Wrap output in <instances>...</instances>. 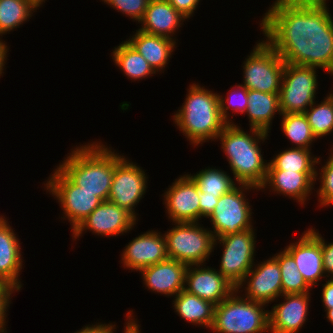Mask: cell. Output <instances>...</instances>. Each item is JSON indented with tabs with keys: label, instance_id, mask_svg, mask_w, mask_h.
I'll list each match as a JSON object with an SVG mask.
<instances>
[{
	"label": "cell",
	"instance_id": "cell-1",
	"mask_svg": "<svg viewBox=\"0 0 333 333\" xmlns=\"http://www.w3.org/2000/svg\"><path fill=\"white\" fill-rule=\"evenodd\" d=\"M328 0H276L263 14L265 41L285 63L333 76V17Z\"/></svg>",
	"mask_w": 333,
	"mask_h": 333
},
{
	"label": "cell",
	"instance_id": "cell-2",
	"mask_svg": "<svg viewBox=\"0 0 333 333\" xmlns=\"http://www.w3.org/2000/svg\"><path fill=\"white\" fill-rule=\"evenodd\" d=\"M235 124H226L216 140H220L221 148L227 156L236 182L260 189L266 180L268 170V162L263 158L261 142H265L269 134L250 127L248 134L242 127Z\"/></svg>",
	"mask_w": 333,
	"mask_h": 333
},
{
	"label": "cell",
	"instance_id": "cell-3",
	"mask_svg": "<svg viewBox=\"0 0 333 333\" xmlns=\"http://www.w3.org/2000/svg\"><path fill=\"white\" fill-rule=\"evenodd\" d=\"M73 184L108 201L114 175V150L100 141L72 148L56 166Z\"/></svg>",
	"mask_w": 333,
	"mask_h": 333
},
{
	"label": "cell",
	"instance_id": "cell-4",
	"mask_svg": "<svg viewBox=\"0 0 333 333\" xmlns=\"http://www.w3.org/2000/svg\"><path fill=\"white\" fill-rule=\"evenodd\" d=\"M184 103L173 116V122L193 147L216 141L227 124L220 115L217 92L209 91L198 83L187 88Z\"/></svg>",
	"mask_w": 333,
	"mask_h": 333
},
{
	"label": "cell",
	"instance_id": "cell-5",
	"mask_svg": "<svg viewBox=\"0 0 333 333\" xmlns=\"http://www.w3.org/2000/svg\"><path fill=\"white\" fill-rule=\"evenodd\" d=\"M238 294V295H237ZM236 289L215 305L210 330L216 333H265L269 331V310L265 305L241 297Z\"/></svg>",
	"mask_w": 333,
	"mask_h": 333
},
{
	"label": "cell",
	"instance_id": "cell-6",
	"mask_svg": "<svg viewBox=\"0 0 333 333\" xmlns=\"http://www.w3.org/2000/svg\"><path fill=\"white\" fill-rule=\"evenodd\" d=\"M164 233L169 259L186 265L206 264L214 252L211 228H205L200 222H175Z\"/></svg>",
	"mask_w": 333,
	"mask_h": 333
},
{
	"label": "cell",
	"instance_id": "cell-7",
	"mask_svg": "<svg viewBox=\"0 0 333 333\" xmlns=\"http://www.w3.org/2000/svg\"><path fill=\"white\" fill-rule=\"evenodd\" d=\"M255 44L242 66V85L248 90L279 93L285 62L265 39Z\"/></svg>",
	"mask_w": 333,
	"mask_h": 333
},
{
	"label": "cell",
	"instance_id": "cell-8",
	"mask_svg": "<svg viewBox=\"0 0 333 333\" xmlns=\"http://www.w3.org/2000/svg\"><path fill=\"white\" fill-rule=\"evenodd\" d=\"M259 188L248 185L238 184L230 192L219 197L218 203L212 214L208 217L212 225L214 238L239 233L253 228L252 205L246 198L247 191Z\"/></svg>",
	"mask_w": 333,
	"mask_h": 333
},
{
	"label": "cell",
	"instance_id": "cell-9",
	"mask_svg": "<svg viewBox=\"0 0 333 333\" xmlns=\"http://www.w3.org/2000/svg\"><path fill=\"white\" fill-rule=\"evenodd\" d=\"M251 228L239 233L215 238L214 249L217 244L222 246V256L219 272L237 288L246 274L254 266L256 255V232Z\"/></svg>",
	"mask_w": 333,
	"mask_h": 333
},
{
	"label": "cell",
	"instance_id": "cell-10",
	"mask_svg": "<svg viewBox=\"0 0 333 333\" xmlns=\"http://www.w3.org/2000/svg\"><path fill=\"white\" fill-rule=\"evenodd\" d=\"M318 68L285 63L279 106L281 114L305 113L315 102Z\"/></svg>",
	"mask_w": 333,
	"mask_h": 333
},
{
	"label": "cell",
	"instance_id": "cell-11",
	"mask_svg": "<svg viewBox=\"0 0 333 333\" xmlns=\"http://www.w3.org/2000/svg\"><path fill=\"white\" fill-rule=\"evenodd\" d=\"M53 173V174H52ZM44 183V189L61 205L63 220H68L73 232L102 201L88 191L73 184L58 168Z\"/></svg>",
	"mask_w": 333,
	"mask_h": 333
},
{
	"label": "cell",
	"instance_id": "cell-12",
	"mask_svg": "<svg viewBox=\"0 0 333 333\" xmlns=\"http://www.w3.org/2000/svg\"><path fill=\"white\" fill-rule=\"evenodd\" d=\"M144 169L114 150V175L108 201L124 208L138 219L137 204L144 198L148 184Z\"/></svg>",
	"mask_w": 333,
	"mask_h": 333
},
{
	"label": "cell",
	"instance_id": "cell-13",
	"mask_svg": "<svg viewBox=\"0 0 333 333\" xmlns=\"http://www.w3.org/2000/svg\"><path fill=\"white\" fill-rule=\"evenodd\" d=\"M137 221L124 208L109 201H103L81 222L71 236L76 241L87 230L104 238L116 237L134 229Z\"/></svg>",
	"mask_w": 333,
	"mask_h": 333
},
{
	"label": "cell",
	"instance_id": "cell-14",
	"mask_svg": "<svg viewBox=\"0 0 333 333\" xmlns=\"http://www.w3.org/2000/svg\"><path fill=\"white\" fill-rule=\"evenodd\" d=\"M242 286L245 294L241 296L251 301L267 304L266 306L275 300L279 301L278 297L283 295V291L278 261L272 256L258 264L255 263L236 290L243 292Z\"/></svg>",
	"mask_w": 333,
	"mask_h": 333
},
{
	"label": "cell",
	"instance_id": "cell-15",
	"mask_svg": "<svg viewBox=\"0 0 333 333\" xmlns=\"http://www.w3.org/2000/svg\"><path fill=\"white\" fill-rule=\"evenodd\" d=\"M163 198L170 222H199V189L188 173L175 179L165 190Z\"/></svg>",
	"mask_w": 333,
	"mask_h": 333
},
{
	"label": "cell",
	"instance_id": "cell-16",
	"mask_svg": "<svg viewBox=\"0 0 333 333\" xmlns=\"http://www.w3.org/2000/svg\"><path fill=\"white\" fill-rule=\"evenodd\" d=\"M304 231L298 241L290 243L285 249L292 255L299 272L312 288L326 278L323 267L322 235L317 229Z\"/></svg>",
	"mask_w": 333,
	"mask_h": 333
},
{
	"label": "cell",
	"instance_id": "cell-17",
	"mask_svg": "<svg viewBox=\"0 0 333 333\" xmlns=\"http://www.w3.org/2000/svg\"><path fill=\"white\" fill-rule=\"evenodd\" d=\"M161 233L149 230L133 238L122 251V266L139 272L145 267L169 259L165 236Z\"/></svg>",
	"mask_w": 333,
	"mask_h": 333
},
{
	"label": "cell",
	"instance_id": "cell-18",
	"mask_svg": "<svg viewBox=\"0 0 333 333\" xmlns=\"http://www.w3.org/2000/svg\"><path fill=\"white\" fill-rule=\"evenodd\" d=\"M203 266L205 264L188 266L184 290L217 305L224 301L236 288L218 269Z\"/></svg>",
	"mask_w": 333,
	"mask_h": 333
},
{
	"label": "cell",
	"instance_id": "cell-19",
	"mask_svg": "<svg viewBox=\"0 0 333 333\" xmlns=\"http://www.w3.org/2000/svg\"><path fill=\"white\" fill-rule=\"evenodd\" d=\"M310 292L302 294H283L284 299L279 304H274L269 310L270 333H298L307 322Z\"/></svg>",
	"mask_w": 333,
	"mask_h": 333
},
{
	"label": "cell",
	"instance_id": "cell-20",
	"mask_svg": "<svg viewBox=\"0 0 333 333\" xmlns=\"http://www.w3.org/2000/svg\"><path fill=\"white\" fill-rule=\"evenodd\" d=\"M187 268L185 263L167 259L145 267L139 273L148 290L173 298L185 289Z\"/></svg>",
	"mask_w": 333,
	"mask_h": 333
},
{
	"label": "cell",
	"instance_id": "cell-21",
	"mask_svg": "<svg viewBox=\"0 0 333 333\" xmlns=\"http://www.w3.org/2000/svg\"><path fill=\"white\" fill-rule=\"evenodd\" d=\"M316 172H296L287 170H267V176L264 184L259 191L265 188H271L270 192L283 195L301 204L306 205V201L310 200L316 183Z\"/></svg>",
	"mask_w": 333,
	"mask_h": 333
},
{
	"label": "cell",
	"instance_id": "cell-22",
	"mask_svg": "<svg viewBox=\"0 0 333 333\" xmlns=\"http://www.w3.org/2000/svg\"><path fill=\"white\" fill-rule=\"evenodd\" d=\"M10 226L7 218L0 215V278L9 283L17 292L22 283L19 280L24 259L18 234Z\"/></svg>",
	"mask_w": 333,
	"mask_h": 333
},
{
	"label": "cell",
	"instance_id": "cell-23",
	"mask_svg": "<svg viewBox=\"0 0 333 333\" xmlns=\"http://www.w3.org/2000/svg\"><path fill=\"white\" fill-rule=\"evenodd\" d=\"M186 20L167 0H150L139 30L176 41V32Z\"/></svg>",
	"mask_w": 333,
	"mask_h": 333
},
{
	"label": "cell",
	"instance_id": "cell-24",
	"mask_svg": "<svg viewBox=\"0 0 333 333\" xmlns=\"http://www.w3.org/2000/svg\"><path fill=\"white\" fill-rule=\"evenodd\" d=\"M126 41L158 72H164L172 52L177 48L176 41L154 34H149L141 30L136 32ZM175 48V49H174Z\"/></svg>",
	"mask_w": 333,
	"mask_h": 333
},
{
	"label": "cell",
	"instance_id": "cell-25",
	"mask_svg": "<svg viewBox=\"0 0 333 333\" xmlns=\"http://www.w3.org/2000/svg\"><path fill=\"white\" fill-rule=\"evenodd\" d=\"M248 107L245 113L249 119L250 128H256L270 133L272 121L277 113L281 115L279 93H263L258 90H248Z\"/></svg>",
	"mask_w": 333,
	"mask_h": 333
},
{
	"label": "cell",
	"instance_id": "cell-26",
	"mask_svg": "<svg viewBox=\"0 0 333 333\" xmlns=\"http://www.w3.org/2000/svg\"><path fill=\"white\" fill-rule=\"evenodd\" d=\"M174 298L173 309L181 319L183 318L184 321L186 320L192 325H196V327L198 325V327L211 329L214 322L215 309V305L212 302L190 294L186 290H182Z\"/></svg>",
	"mask_w": 333,
	"mask_h": 333
},
{
	"label": "cell",
	"instance_id": "cell-27",
	"mask_svg": "<svg viewBox=\"0 0 333 333\" xmlns=\"http://www.w3.org/2000/svg\"><path fill=\"white\" fill-rule=\"evenodd\" d=\"M112 51L114 64L121 69L128 79L139 81L156 75L157 72L153 67L127 41H122Z\"/></svg>",
	"mask_w": 333,
	"mask_h": 333
},
{
	"label": "cell",
	"instance_id": "cell-28",
	"mask_svg": "<svg viewBox=\"0 0 333 333\" xmlns=\"http://www.w3.org/2000/svg\"><path fill=\"white\" fill-rule=\"evenodd\" d=\"M40 7L36 0H0V36L29 21Z\"/></svg>",
	"mask_w": 333,
	"mask_h": 333
},
{
	"label": "cell",
	"instance_id": "cell-29",
	"mask_svg": "<svg viewBox=\"0 0 333 333\" xmlns=\"http://www.w3.org/2000/svg\"><path fill=\"white\" fill-rule=\"evenodd\" d=\"M268 162V170H287L296 172H316V164H320V157H315L311 149L287 148L279 151L272 160Z\"/></svg>",
	"mask_w": 333,
	"mask_h": 333
},
{
	"label": "cell",
	"instance_id": "cell-30",
	"mask_svg": "<svg viewBox=\"0 0 333 333\" xmlns=\"http://www.w3.org/2000/svg\"><path fill=\"white\" fill-rule=\"evenodd\" d=\"M197 184L199 192L205 195L221 197L223 194L230 192L239 183H235L230 175L220 168L206 167L196 174H188Z\"/></svg>",
	"mask_w": 333,
	"mask_h": 333
},
{
	"label": "cell",
	"instance_id": "cell-31",
	"mask_svg": "<svg viewBox=\"0 0 333 333\" xmlns=\"http://www.w3.org/2000/svg\"><path fill=\"white\" fill-rule=\"evenodd\" d=\"M281 129L295 148L311 149L316 137L313 135L304 113L281 114Z\"/></svg>",
	"mask_w": 333,
	"mask_h": 333
},
{
	"label": "cell",
	"instance_id": "cell-32",
	"mask_svg": "<svg viewBox=\"0 0 333 333\" xmlns=\"http://www.w3.org/2000/svg\"><path fill=\"white\" fill-rule=\"evenodd\" d=\"M273 257L280 266L283 294H302L312 291L299 272L294 258L285 248Z\"/></svg>",
	"mask_w": 333,
	"mask_h": 333
},
{
	"label": "cell",
	"instance_id": "cell-33",
	"mask_svg": "<svg viewBox=\"0 0 333 333\" xmlns=\"http://www.w3.org/2000/svg\"><path fill=\"white\" fill-rule=\"evenodd\" d=\"M328 94L321 103L315 101L304 113L317 140L333 133V94L331 91Z\"/></svg>",
	"mask_w": 333,
	"mask_h": 333
},
{
	"label": "cell",
	"instance_id": "cell-34",
	"mask_svg": "<svg viewBox=\"0 0 333 333\" xmlns=\"http://www.w3.org/2000/svg\"><path fill=\"white\" fill-rule=\"evenodd\" d=\"M231 91V92H230ZM228 96L224 98V96L218 94L219 97V108L220 115L222 119L227 123H234L233 120L229 117L232 113L244 114L248 107V89L242 85L238 84L232 86L231 90L227 93Z\"/></svg>",
	"mask_w": 333,
	"mask_h": 333
},
{
	"label": "cell",
	"instance_id": "cell-35",
	"mask_svg": "<svg viewBox=\"0 0 333 333\" xmlns=\"http://www.w3.org/2000/svg\"><path fill=\"white\" fill-rule=\"evenodd\" d=\"M329 157L325 164L321 165V169L317 167L315 180H320V187L316 191V195L320 207H332L333 205V148H331ZM321 170V172H320ZM320 175V176H319Z\"/></svg>",
	"mask_w": 333,
	"mask_h": 333
},
{
	"label": "cell",
	"instance_id": "cell-36",
	"mask_svg": "<svg viewBox=\"0 0 333 333\" xmlns=\"http://www.w3.org/2000/svg\"><path fill=\"white\" fill-rule=\"evenodd\" d=\"M150 0H102L105 4H108L110 8H115L126 17H130L133 21H139L142 19L144 12Z\"/></svg>",
	"mask_w": 333,
	"mask_h": 333
},
{
	"label": "cell",
	"instance_id": "cell-37",
	"mask_svg": "<svg viewBox=\"0 0 333 333\" xmlns=\"http://www.w3.org/2000/svg\"><path fill=\"white\" fill-rule=\"evenodd\" d=\"M182 16L190 19L193 16L200 0H167Z\"/></svg>",
	"mask_w": 333,
	"mask_h": 333
},
{
	"label": "cell",
	"instance_id": "cell-38",
	"mask_svg": "<svg viewBox=\"0 0 333 333\" xmlns=\"http://www.w3.org/2000/svg\"><path fill=\"white\" fill-rule=\"evenodd\" d=\"M323 267L326 278H333V242H326L322 237Z\"/></svg>",
	"mask_w": 333,
	"mask_h": 333
},
{
	"label": "cell",
	"instance_id": "cell-39",
	"mask_svg": "<svg viewBox=\"0 0 333 333\" xmlns=\"http://www.w3.org/2000/svg\"><path fill=\"white\" fill-rule=\"evenodd\" d=\"M199 206H200V220L205 217L208 218L215 209L219 198L216 196L205 195L199 192Z\"/></svg>",
	"mask_w": 333,
	"mask_h": 333
},
{
	"label": "cell",
	"instance_id": "cell-40",
	"mask_svg": "<svg viewBox=\"0 0 333 333\" xmlns=\"http://www.w3.org/2000/svg\"><path fill=\"white\" fill-rule=\"evenodd\" d=\"M115 323H96L92 325H85V327H82L80 330L74 332V333H114L116 330Z\"/></svg>",
	"mask_w": 333,
	"mask_h": 333
},
{
	"label": "cell",
	"instance_id": "cell-41",
	"mask_svg": "<svg viewBox=\"0 0 333 333\" xmlns=\"http://www.w3.org/2000/svg\"><path fill=\"white\" fill-rule=\"evenodd\" d=\"M326 283L322 284L321 300L325 311L333 308V278H326Z\"/></svg>",
	"mask_w": 333,
	"mask_h": 333
},
{
	"label": "cell",
	"instance_id": "cell-42",
	"mask_svg": "<svg viewBox=\"0 0 333 333\" xmlns=\"http://www.w3.org/2000/svg\"><path fill=\"white\" fill-rule=\"evenodd\" d=\"M134 312L133 310H130L127 312V315L125 316V318L127 317L126 320V326H124V332L123 333H141V329H140V325L137 323V318L134 319ZM140 329V330H139Z\"/></svg>",
	"mask_w": 333,
	"mask_h": 333
},
{
	"label": "cell",
	"instance_id": "cell-43",
	"mask_svg": "<svg viewBox=\"0 0 333 333\" xmlns=\"http://www.w3.org/2000/svg\"><path fill=\"white\" fill-rule=\"evenodd\" d=\"M17 291L4 279L0 278V301H11L13 293Z\"/></svg>",
	"mask_w": 333,
	"mask_h": 333
},
{
	"label": "cell",
	"instance_id": "cell-44",
	"mask_svg": "<svg viewBox=\"0 0 333 333\" xmlns=\"http://www.w3.org/2000/svg\"><path fill=\"white\" fill-rule=\"evenodd\" d=\"M11 301H0V333H7L6 317Z\"/></svg>",
	"mask_w": 333,
	"mask_h": 333
},
{
	"label": "cell",
	"instance_id": "cell-45",
	"mask_svg": "<svg viewBox=\"0 0 333 333\" xmlns=\"http://www.w3.org/2000/svg\"><path fill=\"white\" fill-rule=\"evenodd\" d=\"M7 42L3 41L2 38L0 37V77L3 76L4 74V69H6L5 64L7 62V53L9 52ZM3 73V74H2Z\"/></svg>",
	"mask_w": 333,
	"mask_h": 333
},
{
	"label": "cell",
	"instance_id": "cell-46",
	"mask_svg": "<svg viewBox=\"0 0 333 333\" xmlns=\"http://www.w3.org/2000/svg\"><path fill=\"white\" fill-rule=\"evenodd\" d=\"M325 312H326V319L333 325V308L327 309Z\"/></svg>",
	"mask_w": 333,
	"mask_h": 333
},
{
	"label": "cell",
	"instance_id": "cell-47",
	"mask_svg": "<svg viewBox=\"0 0 333 333\" xmlns=\"http://www.w3.org/2000/svg\"><path fill=\"white\" fill-rule=\"evenodd\" d=\"M37 2H39L41 5H43V3H45V1L47 0H36Z\"/></svg>",
	"mask_w": 333,
	"mask_h": 333
}]
</instances>
